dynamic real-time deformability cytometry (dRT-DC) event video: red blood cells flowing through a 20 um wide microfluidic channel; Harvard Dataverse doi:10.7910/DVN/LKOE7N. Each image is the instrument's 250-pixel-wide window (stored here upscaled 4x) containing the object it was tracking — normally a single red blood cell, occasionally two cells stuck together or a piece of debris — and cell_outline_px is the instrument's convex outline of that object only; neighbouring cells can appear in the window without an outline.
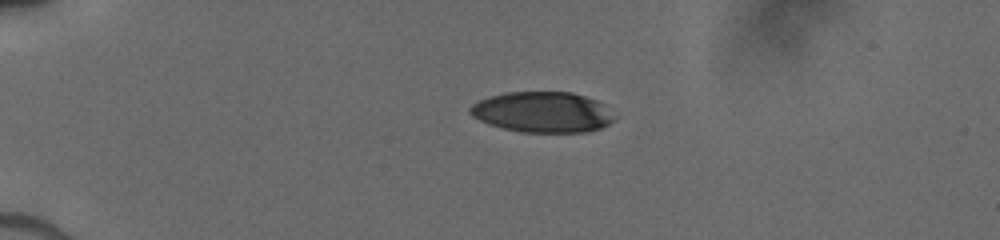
{"species": "human", "species_latin": "Homo sapiens", "temperature_condition": "cold", "stored_images_in_passage": 25, "camera_frame_rate_fps": 3000, "um_per_image_px": 0.085, "donor": {"sex": "male"}, "frame": {"image": 1, "passage_image": 1, "time_ms": 0.0, "image_size_px": [1000, 240], "cell_outline_px": [[616, 116], [608, 124], [600, 128], [588, 132], [520, 132], [488, 124], [472, 116], [468, 112], [468, 108], [472, 104], [488, 96], [504, 92], [572, 92], [596, 100]], "centroid_in_image_um": [46.07, 9.53], "position_along_channel_um": 38.9, "area_um2": 34.16}}
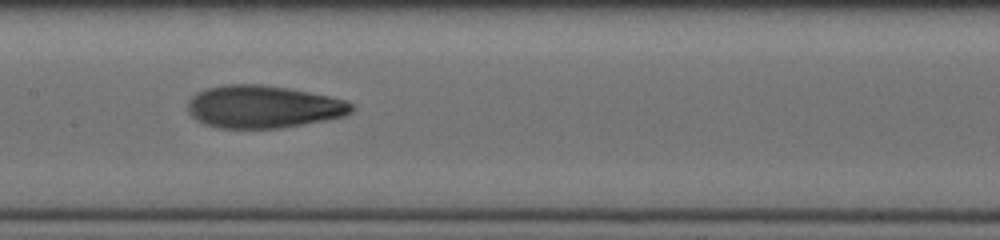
{"frame": {"image": 2, "passage_image": 11, "time_ms": 5.0, "image_size_px": [1000, 240], "cell_outline_px": [[356, 108], [352, 112], [344, 116], [304, 124], [280, 128], [216, 128], [204, 124], [196, 120], [188, 112], [188, 100], [196, 92], [208, 88], [224, 84], [260, 84], [288, 88], [328, 96], [344, 100], [352, 104]], "centroid_in_image_um": [22.34, 9.08], "position_along_channel_um": 185.1, "area_um2": 40.75}}
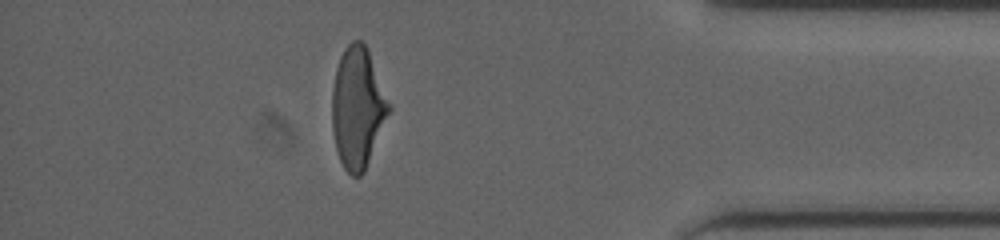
{"frame": {"image": 3, "passage_image": 22, "time_ms": 11.0, "image_size_px": [1000, 240], "cell_outline_px": [[392, 108], [364, 172], [360, 176], [352, 176], [344, 168], [340, 160], [336, 148], [332, 128], [332, 88], [336, 68], [340, 56], [344, 48], [352, 40], [360, 40], [368, 48]], "centroid_in_image_um": [30.4, 9.13], "position_along_channel_um": 404.8, "area_um2": 40.17}}